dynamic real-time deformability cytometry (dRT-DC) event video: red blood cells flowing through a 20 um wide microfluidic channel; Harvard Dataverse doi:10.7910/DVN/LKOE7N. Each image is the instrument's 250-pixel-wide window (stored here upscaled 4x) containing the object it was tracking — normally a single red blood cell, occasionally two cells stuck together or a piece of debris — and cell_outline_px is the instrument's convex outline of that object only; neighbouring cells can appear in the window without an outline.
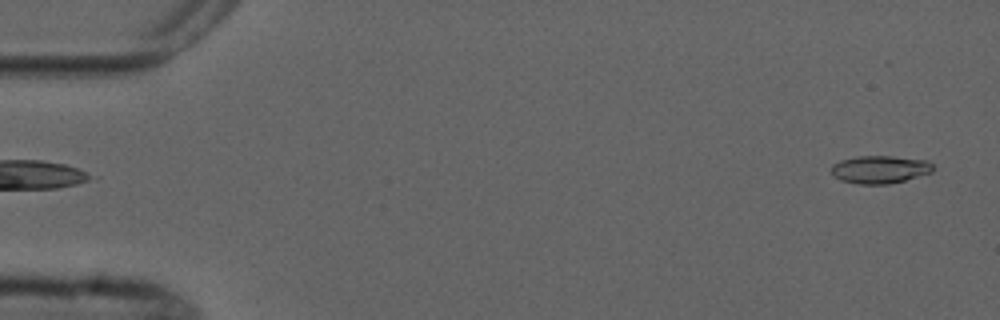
{"species": "common noctule bat (a hibernating species)", "species_latin": "Nyctalus noctula", "temperature_condition": "cold", "stored_images_in_passage": 4, "segment_of_instrument_passage": [2, 2], "camera_frame_rate_fps": 3000, "um_per_image_px": 0.085, "animal": {"sex": "male", "forearm_length_mm": 52.5}, "frame": {"image": 1, "passage_image": 4, "time_ms": 3.333, "image_size_px": [1000, 320], "cell_outline_px": [[932, 172], [904, 180], [888, 184], [860, 184], [840, 180], [832, 176], [832, 164], [840, 160], [856, 156], [892, 156], [928, 160], [932, 164]], "centroid_in_image_um": [74.76, 14.39], "position_along_channel_um": 10.2, "area_um2": 16.47}}